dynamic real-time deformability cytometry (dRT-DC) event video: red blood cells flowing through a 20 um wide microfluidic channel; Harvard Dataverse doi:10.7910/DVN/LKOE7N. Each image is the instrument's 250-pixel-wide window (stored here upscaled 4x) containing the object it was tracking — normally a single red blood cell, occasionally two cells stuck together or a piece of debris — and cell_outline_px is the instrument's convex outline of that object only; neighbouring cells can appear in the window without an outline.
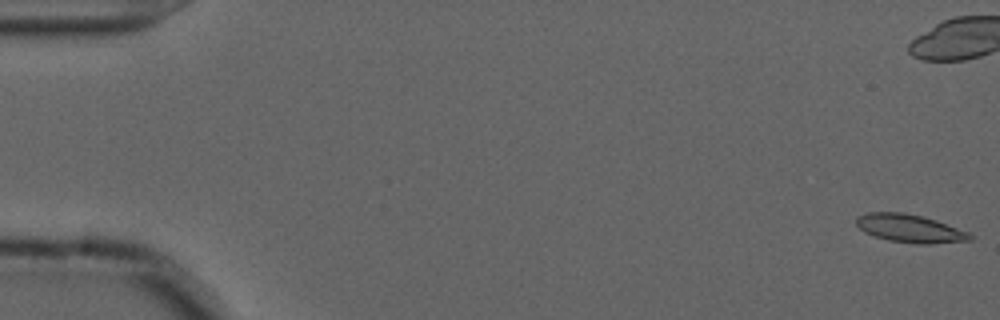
{"species": "common noctule bat (a hibernating species)", "species_latin": "Nyctalus noctula", "temperature_condition": "cold", "stored_images_in_passage": 15, "camera_frame_rate_fps": 3000, "um_per_image_px": 0.085, "animal": {"sex": "male", "forearm_length_mm": 52.5}, "frame": {"image": 1, "passage_image": 1, "time_ms": 0.0, "image_size_px": [1000, 320], "cell_outline_px": [[976, 236], [972, 240], [928, 244], [916, 244], [888, 240], [864, 232], [856, 224], [856, 216], [868, 212], [904, 212], [924, 216], [936, 220], [968, 232]], "centroid_in_image_um": [77.35, 19.41], "position_along_channel_um": 7.6, "area_um2": 18.73}}